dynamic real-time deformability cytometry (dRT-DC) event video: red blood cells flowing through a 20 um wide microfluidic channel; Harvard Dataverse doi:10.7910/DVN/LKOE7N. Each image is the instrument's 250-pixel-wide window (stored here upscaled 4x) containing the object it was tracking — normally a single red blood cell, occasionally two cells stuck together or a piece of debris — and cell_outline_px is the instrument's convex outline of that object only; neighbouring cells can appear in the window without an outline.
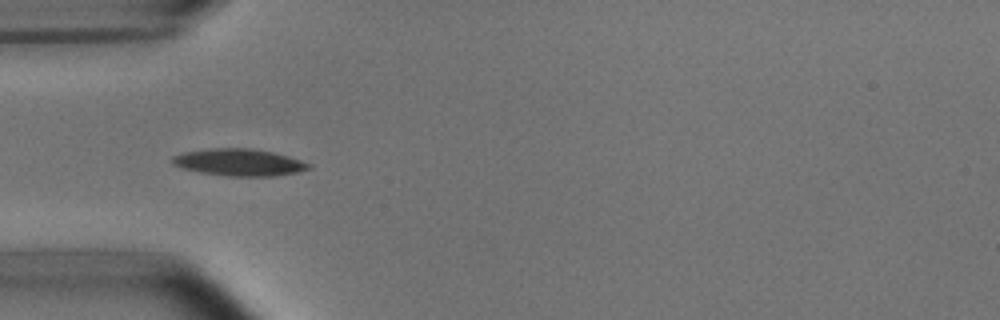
{"species": "common noctule bat (a hibernating species)", "species_latin": "Nyctalus noctula", "temperature_condition": "room temperature", "stored_images_in_passage": 4, "camera_frame_rate_fps": 3000, "um_per_image_px": 0.085, "animal": {"sex": "male", "body_mass_g": 15.6}, "frame": {"image": 1, "passage_image": 3, "time_ms": 2.333, "image_size_px": [1000, 320], "cell_outline_px": [[312, 168], [296, 172], [276, 176], [228, 176], [200, 172], [184, 168], [172, 164], [172, 156], [184, 152], [212, 148], [252, 148], [272, 152], [288, 156], [312, 164]], "centroid_in_image_um": [20.34, 13.8], "position_along_channel_um": 64.7, "area_um2": 21.39}}